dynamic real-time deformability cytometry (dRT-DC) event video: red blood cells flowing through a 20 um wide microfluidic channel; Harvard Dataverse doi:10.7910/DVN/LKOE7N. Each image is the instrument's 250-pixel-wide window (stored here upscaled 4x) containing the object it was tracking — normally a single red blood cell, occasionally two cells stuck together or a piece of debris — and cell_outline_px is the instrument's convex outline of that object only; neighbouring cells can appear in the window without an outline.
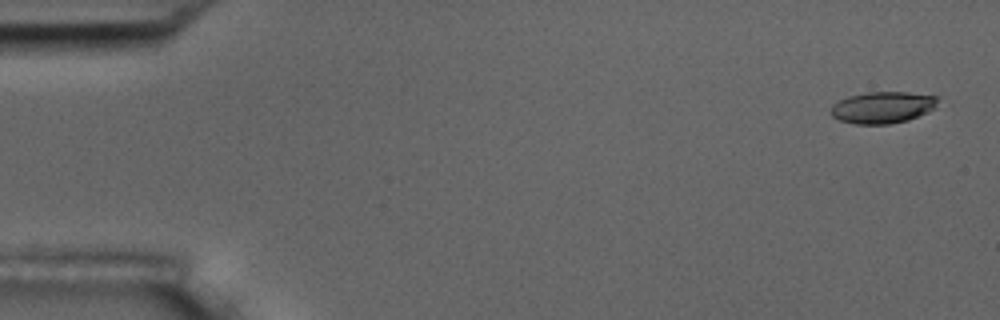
{"species": "common noctule bat (a hibernating species)", "species_latin": "Nyctalus noctula", "temperature_condition": "room temperature", "stored_images_in_passage": 5, "camera_frame_rate_fps": 3000, "um_per_image_px": 0.085, "animal": {"sex": "male", "body_mass_g": 17.5, "forearm_length_mm": 52.3}, "frame": {"image": 1, "passage_image": 1, "time_ms": 0.0, "image_size_px": [1000, 320], "cell_outline_px": [[940, 96], [936, 104], [928, 112], [908, 120], [888, 124], [856, 124], [840, 120], [832, 116], [832, 104], [848, 96], [868, 92], [908, 92]], "centroid_in_image_um": [75.04, 9.12], "position_along_channel_um": 10.0, "area_um2": 19.65}}
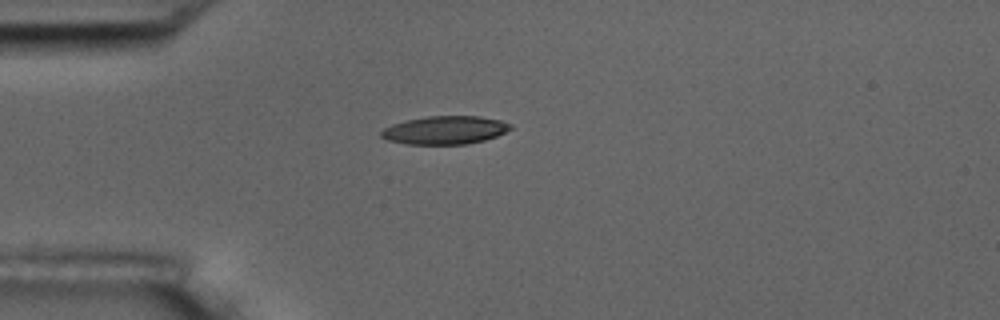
{"frame": {"image": 2, "passage_image": 5, "time_ms": 1.333, "image_size_px": [1000, 320], "cell_outline_px": [[516, 128], [496, 136], [484, 140], [464, 144], [408, 144], [388, 140], [380, 136], [380, 132], [384, 128], [392, 124], [408, 120], [428, 116], [480, 116], [500, 120], [512, 124]], "centroid_in_image_um": [37.87, 11.05], "position_along_channel_um": 47.1, "area_um2": 21.27}}